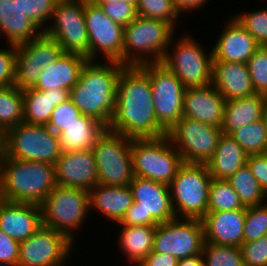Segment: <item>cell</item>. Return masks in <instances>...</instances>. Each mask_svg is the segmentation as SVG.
Segmentation results:
<instances>
[{"label":"cell","instance_id":"1","mask_svg":"<svg viewBox=\"0 0 267 266\" xmlns=\"http://www.w3.org/2000/svg\"><path fill=\"white\" fill-rule=\"evenodd\" d=\"M107 129L130 139L158 138L168 133L157 122L150 78L140 66L125 65L121 69Z\"/></svg>","mask_w":267,"mask_h":266},{"label":"cell","instance_id":"2","mask_svg":"<svg viewBox=\"0 0 267 266\" xmlns=\"http://www.w3.org/2000/svg\"><path fill=\"white\" fill-rule=\"evenodd\" d=\"M105 62L86 61L78 82L70 90V99L83 115L108 128L115 109L118 78L125 65L116 61Z\"/></svg>","mask_w":267,"mask_h":266},{"label":"cell","instance_id":"3","mask_svg":"<svg viewBox=\"0 0 267 266\" xmlns=\"http://www.w3.org/2000/svg\"><path fill=\"white\" fill-rule=\"evenodd\" d=\"M56 185L53 164L13 159L4 154L0 199L40 205Z\"/></svg>","mask_w":267,"mask_h":266},{"label":"cell","instance_id":"4","mask_svg":"<svg viewBox=\"0 0 267 266\" xmlns=\"http://www.w3.org/2000/svg\"><path fill=\"white\" fill-rule=\"evenodd\" d=\"M174 31L170 23L137 15L124 27L123 65L161 62L173 44Z\"/></svg>","mask_w":267,"mask_h":266},{"label":"cell","instance_id":"5","mask_svg":"<svg viewBox=\"0 0 267 266\" xmlns=\"http://www.w3.org/2000/svg\"><path fill=\"white\" fill-rule=\"evenodd\" d=\"M131 155L133 176L167 185L184 164L167 134L158 138L132 139Z\"/></svg>","mask_w":267,"mask_h":266},{"label":"cell","instance_id":"6","mask_svg":"<svg viewBox=\"0 0 267 266\" xmlns=\"http://www.w3.org/2000/svg\"><path fill=\"white\" fill-rule=\"evenodd\" d=\"M129 187L134 202L118 224L156 226L176 218L172 208L169 185L133 176Z\"/></svg>","mask_w":267,"mask_h":266},{"label":"cell","instance_id":"7","mask_svg":"<svg viewBox=\"0 0 267 266\" xmlns=\"http://www.w3.org/2000/svg\"><path fill=\"white\" fill-rule=\"evenodd\" d=\"M212 179L207 164L184 162L169 184L176 218L201 220L207 214ZM179 213L182 216H178Z\"/></svg>","mask_w":267,"mask_h":266},{"label":"cell","instance_id":"8","mask_svg":"<svg viewBox=\"0 0 267 266\" xmlns=\"http://www.w3.org/2000/svg\"><path fill=\"white\" fill-rule=\"evenodd\" d=\"M61 153L58 134L46 125L23 121L5 133L4 154L9 158L54 165Z\"/></svg>","mask_w":267,"mask_h":266},{"label":"cell","instance_id":"9","mask_svg":"<svg viewBox=\"0 0 267 266\" xmlns=\"http://www.w3.org/2000/svg\"><path fill=\"white\" fill-rule=\"evenodd\" d=\"M40 207L42 225L62 232L74 241L72 231L78 230L90 210L89 193L83 189L56 185Z\"/></svg>","mask_w":267,"mask_h":266},{"label":"cell","instance_id":"10","mask_svg":"<svg viewBox=\"0 0 267 266\" xmlns=\"http://www.w3.org/2000/svg\"><path fill=\"white\" fill-rule=\"evenodd\" d=\"M130 138L108 129L93 146L98 184L129 186L133 178Z\"/></svg>","mask_w":267,"mask_h":266},{"label":"cell","instance_id":"11","mask_svg":"<svg viewBox=\"0 0 267 266\" xmlns=\"http://www.w3.org/2000/svg\"><path fill=\"white\" fill-rule=\"evenodd\" d=\"M149 76L157 122L168 132L183 116L186 87L163 63L139 65Z\"/></svg>","mask_w":267,"mask_h":266},{"label":"cell","instance_id":"12","mask_svg":"<svg viewBox=\"0 0 267 266\" xmlns=\"http://www.w3.org/2000/svg\"><path fill=\"white\" fill-rule=\"evenodd\" d=\"M174 42V52L166 51L161 63L171 70L186 88L209 85L212 81L213 51L205 54L203 47L188 34L180 37L177 43Z\"/></svg>","mask_w":267,"mask_h":266},{"label":"cell","instance_id":"13","mask_svg":"<svg viewBox=\"0 0 267 266\" xmlns=\"http://www.w3.org/2000/svg\"><path fill=\"white\" fill-rule=\"evenodd\" d=\"M86 0H58L52 24L43 33L58 42L64 53H76L89 60V39L84 19Z\"/></svg>","mask_w":267,"mask_h":266},{"label":"cell","instance_id":"14","mask_svg":"<svg viewBox=\"0 0 267 266\" xmlns=\"http://www.w3.org/2000/svg\"><path fill=\"white\" fill-rule=\"evenodd\" d=\"M222 133L219 127L182 116L167 135L185 163L207 164Z\"/></svg>","mask_w":267,"mask_h":266},{"label":"cell","instance_id":"15","mask_svg":"<svg viewBox=\"0 0 267 266\" xmlns=\"http://www.w3.org/2000/svg\"><path fill=\"white\" fill-rule=\"evenodd\" d=\"M204 243L200 219L175 218L156 225L153 251L181 260L202 254Z\"/></svg>","mask_w":267,"mask_h":266},{"label":"cell","instance_id":"16","mask_svg":"<svg viewBox=\"0 0 267 266\" xmlns=\"http://www.w3.org/2000/svg\"><path fill=\"white\" fill-rule=\"evenodd\" d=\"M84 19L89 39V60H96L102 53L107 61L123 64L124 27L90 0L85 1Z\"/></svg>","mask_w":267,"mask_h":266},{"label":"cell","instance_id":"17","mask_svg":"<svg viewBox=\"0 0 267 266\" xmlns=\"http://www.w3.org/2000/svg\"><path fill=\"white\" fill-rule=\"evenodd\" d=\"M56 40L42 33L31 41L17 45L15 85L22 91L33 88L42 72L63 55Z\"/></svg>","mask_w":267,"mask_h":266},{"label":"cell","instance_id":"18","mask_svg":"<svg viewBox=\"0 0 267 266\" xmlns=\"http://www.w3.org/2000/svg\"><path fill=\"white\" fill-rule=\"evenodd\" d=\"M73 240L46 226L20 242L18 266H61L69 259Z\"/></svg>","mask_w":267,"mask_h":266},{"label":"cell","instance_id":"19","mask_svg":"<svg viewBox=\"0 0 267 266\" xmlns=\"http://www.w3.org/2000/svg\"><path fill=\"white\" fill-rule=\"evenodd\" d=\"M58 186L90 191L98 184L96 161L92 150L62 152L54 164Z\"/></svg>","mask_w":267,"mask_h":266},{"label":"cell","instance_id":"20","mask_svg":"<svg viewBox=\"0 0 267 266\" xmlns=\"http://www.w3.org/2000/svg\"><path fill=\"white\" fill-rule=\"evenodd\" d=\"M226 99L210 83L188 87L184 92L183 116L215 127H222Z\"/></svg>","mask_w":267,"mask_h":266},{"label":"cell","instance_id":"21","mask_svg":"<svg viewBox=\"0 0 267 266\" xmlns=\"http://www.w3.org/2000/svg\"><path fill=\"white\" fill-rule=\"evenodd\" d=\"M41 226L40 205L0 199V229L12 239L25 241Z\"/></svg>","mask_w":267,"mask_h":266},{"label":"cell","instance_id":"22","mask_svg":"<svg viewBox=\"0 0 267 266\" xmlns=\"http://www.w3.org/2000/svg\"><path fill=\"white\" fill-rule=\"evenodd\" d=\"M246 209L207 213L202 219L205 242L240 247Z\"/></svg>","mask_w":267,"mask_h":266},{"label":"cell","instance_id":"23","mask_svg":"<svg viewBox=\"0 0 267 266\" xmlns=\"http://www.w3.org/2000/svg\"><path fill=\"white\" fill-rule=\"evenodd\" d=\"M213 47V61L247 64L259 44L254 37L232 17Z\"/></svg>","mask_w":267,"mask_h":266},{"label":"cell","instance_id":"24","mask_svg":"<svg viewBox=\"0 0 267 266\" xmlns=\"http://www.w3.org/2000/svg\"><path fill=\"white\" fill-rule=\"evenodd\" d=\"M211 84L226 101L255 93L248 66L244 63L213 61Z\"/></svg>","mask_w":267,"mask_h":266},{"label":"cell","instance_id":"25","mask_svg":"<svg viewBox=\"0 0 267 266\" xmlns=\"http://www.w3.org/2000/svg\"><path fill=\"white\" fill-rule=\"evenodd\" d=\"M88 59L76 53H63L54 63L42 70L33 87L36 90H71L78 82L82 67Z\"/></svg>","mask_w":267,"mask_h":266},{"label":"cell","instance_id":"26","mask_svg":"<svg viewBox=\"0 0 267 266\" xmlns=\"http://www.w3.org/2000/svg\"><path fill=\"white\" fill-rule=\"evenodd\" d=\"M22 93L24 122L35 125L47 126L54 108L70 99V91L65 89L43 91L28 88Z\"/></svg>","mask_w":267,"mask_h":266},{"label":"cell","instance_id":"27","mask_svg":"<svg viewBox=\"0 0 267 266\" xmlns=\"http://www.w3.org/2000/svg\"><path fill=\"white\" fill-rule=\"evenodd\" d=\"M0 31L4 33L9 45H20L43 33L13 0H0Z\"/></svg>","mask_w":267,"mask_h":266},{"label":"cell","instance_id":"28","mask_svg":"<svg viewBox=\"0 0 267 266\" xmlns=\"http://www.w3.org/2000/svg\"><path fill=\"white\" fill-rule=\"evenodd\" d=\"M90 209L95 208L118 223L131 207L133 194L129 186H105L97 184L89 192Z\"/></svg>","mask_w":267,"mask_h":266},{"label":"cell","instance_id":"29","mask_svg":"<svg viewBox=\"0 0 267 266\" xmlns=\"http://www.w3.org/2000/svg\"><path fill=\"white\" fill-rule=\"evenodd\" d=\"M107 127L98 120L81 114L58 134L61 152L92 150Z\"/></svg>","mask_w":267,"mask_h":266},{"label":"cell","instance_id":"30","mask_svg":"<svg viewBox=\"0 0 267 266\" xmlns=\"http://www.w3.org/2000/svg\"><path fill=\"white\" fill-rule=\"evenodd\" d=\"M266 97L264 94L254 93L226 101L222 132L230 135L240 127L262 119Z\"/></svg>","mask_w":267,"mask_h":266},{"label":"cell","instance_id":"31","mask_svg":"<svg viewBox=\"0 0 267 266\" xmlns=\"http://www.w3.org/2000/svg\"><path fill=\"white\" fill-rule=\"evenodd\" d=\"M248 154L230 136L222 133L214 156L207 163L214 179L227 180L238 169L246 165Z\"/></svg>","mask_w":267,"mask_h":266},{"label":"cell","instance_id":"32","mask_svg":"<svg viewBox=\"0 0 267 266\" xmlns=\"http://www.w3.org/2000/svg\"><path fill=\"white\" fill-rule=\"evenodd\" d=\"M121 230L120 248L138 266L153 251L156 226H123Z\"/></svg>","mask_w":267,"mask_h":266},{"label":"cell","instance_id":"33","mask_svg":"<svg viewBox=\"0 0 267 266\" xmlns=\"http://www.w3.org/2000/svg\"><path fill=\"white\" fill-rule=\"evenodd\" d=\"M227 181L240 198L244 207L262 205L267 194L252 175L247 165L238 169Z\"/></svg>","mask_w":267,"mask_h":266},{"label":"cell","instance_id":"34","mask_svg":"<svg viewBox=\"0 0 267 266\" xmlns=\"http://www.w3.org/2000/svg\"><path fill=\"white\" fill-rule=\"evenodd\" d=\"M24 121L23 93L16 85L0 86V127L6 133Z\"/></svg>","mask_w":267,"mask_h":266},{"label":"cell","instance_id":"35","mask_svg":"<svg viewBox=\"0 0 267 266\" xmlns=\"http://www.w3.org/2000/svg\"><path fill=\"white\" fill-rule=\"evenodd\" d=\"M230 136L248 155L267 153V130L263 119L240 127Z\"/></svg>","mask_w":267,"mask_h":266},{"label":"cell","instance_id":"36","mask_svg":"<svg viewBox=\"0 0 267 266\" xmlns=\"http://www.w3.org/2000/svg\"><path fill=\"white\" fill-rule=\"evenodd\" d=\"M246 209L227 180L212 179L209 188L207 213Z\"/></svg>","mask_w":267,"mask_h":266},{"label":"cell","instance_id":"37","mask_svg":"<svg viewBox=\"0 0 267 266\" xmlns=\"http://www.w3.org/2000/svg\"><path fill=\"white\" fill-rule=\"evenodd\" d=\"M204 266H244L240 247L204 243Z\"/></svg>","mask_w":267,"mask_h":266},{"label":"cell","instance_id":"38","mask_svg":"<svg viewBox=\"0 0 267 266\" xmlns=\"http://www.w3.org/2000/svg\"><path fill=\"white\" fill-rule=\"evenodd\" d=\"M137 15L161 20L176 27L178 13L174 7L173 0H139L136 7Z\"/></svg>","mask_w":267,"mask_h":266},{"label":"cell","instance_id":"39","mask_svg":"<svg viewBox=\"0 0 267 266\" xmlns=\"http://www.w3.org/2000/svg\"><path fill=\"white\" fill-rule=\"evenodd\" d=\"M267 235V204L246 208L243 243L260 239Z\"/></svg>","mask_w":267,"mask_h":266},{"label":"cell","instance_id":"40","mask_svg":"<svg viewBox=\"0 0 267 266\" xmlns=\"http://www.w3.org/2000/svg\"><path fill=\"white\" fill-rule=\"evenodd\" d=\"M247 66L255 93L267 96V46H259Z\"/></svg>","mask_w":267,"mask_h":266},{"label":"cell","instance_id":"41","mask_svg":"<svg viewBox=\"0 0 267 266\" xmlns=\"http://www.w3.org/2000/svg\"><path fill=\"white\" fill-rule=\"evenodd\" d=\"M16 1L18 7L33 21L41 31L45 28L43 24L50 18L54 12L58 0H13Z\"/></svg>","mask_w":267,"mask_h":266},{"label":"cell","instance_id":"42","mask_svg":"<svg viewBox=\"0 0 267 266\" xmlns=\"http://www.w3.org/2000/svg\"><path fill=\"white\" fill-rule=\"evenodd\" d=\"M234 17L254 37L259 46H267V9Z\"/></svg>","mask_w":267,"mask_h":266},{"label":"cell","instance_id":"43","mask_svg":"<svg viewBox=\"0 0 267 266\" xmlns=\"http://www.w3.org/2000/svg\"><path fill=\"white\" fill-rule=\"evenodd\" d=\"M81 114L80 110L73 104V101L68 99L54 108L47 126L53 132L59 134L66 126L75 122Z\"/></svg>","mask_w":267,"mask_h":266},{"label":"cell","instance_id":"44","mask_svg":"<svg viewBox=\"0 0 267 266\" xmlns=\"http://www.w3.org/2000/svg\"><path fill=\"white\" fill-rule=\"evenodd\" d=\"M244 266H267V235L240 246Z\"/></svg>","mask_w":267,"mask_h":266},{"label":"cell","instance_id":"45","mask_svg":"<svg viewBox=\"0 0 267 266\" xmlns=\"http://www.w3.org/2000/svg\"><path fill=\"white\" fill-rule=\"evenodd\" d=\"M101 8L110 19L123 27L130 24L137 16L136 7L123 0L102 4Z\"/></svg>","mask_w":267,"mask_h":266},{"label":"cell","instance_id":"46","mask_svg":"<svg viewBox=\"0 0 267 266\" xmlns=\"http://www.w3.org/2000/svg\"><path fill=\"white\" fill-rule=\"evenodd\" d=\"M10 49H0V86L15 85V61L17 45L11 44Z\"/></svg>","mask_w":267,"mask_h":266},{"label":"cell","instance_id":"47","mask_svg":"<svg viewBox=\"0 0 267 266\" xmlns=\"http://www.w3.org/2000/svg\"><path fill=\"white\" fill-rule=\"evenodd\" d=\"M20 242L0 229V266H18Z\"/></svg>","mask_w":267,"mask_h":266},{"label":"cell","instance_id":"48","mask_svg":"<svg viewBox=\"0 0 267 266\" xmlns=\"http://www.w3.org/2000/svg\"><path fill=\"white\" fill-rule=\"evenodd\" d=\"M246 165L267 194V153L248 155Z\"/></svg>","mask_w":267,"mask_h":266},{"label":"cell","instance_id":"49","mask_svg":"<svg viewBox=\"0 0 267 266\" xmlns=\"http://www.w3.org/2000/svg\"><path fill=\"white\" fill-rule=\"evenodd\" d=\"M177 264L176 257L152 251L138 266H177Z\"/></svg>","mask_w":267,"mask_h":266},{"label":"cell","instance_id":"50","mask_svg":"<svg viewBox=\"0 0 267 266\" xmlns=\"http://www.w3.org/2000/svg\"><path fill=\"white\" fill-rule=\"evenodd\" d=\"M207 0H173L174 7L179 14L183 11H192L201 8Z\"/></svg>","mask_w":267,"mask_h":266},{"label":"cell","instance_id":"51","mask_svg":"<svg viewBox=\"0 0 267 266\" xmlns=\"http://www.w3.org/2000/svg\"><path fill=\"white\" fill-rule=\"evenodd\" d=\"M177 266H204L202 254L178 260Z\"/></svg>","mask_w":267,"mask_h":266},{"label":"cell","instance_id":"52","mask_svg":"<svg viewBox=\"0 0 267 266\" xmlns=\"http://www.w3.org/2000/svg\"><path fill=\"white\" fill-rule=\"evenodd\" d=\"M262 119H263V121L265 123V127H266V130H267V97H266V100H265V103H264V106H263Z\"/></svg>","mask_w":267,"mask_h":266},{"label":"cell","instance_id":"53","mask_svg":"<svg viewBox=\"0 0 267 266\" xmlns=\"http://www.w3.org/2000/svg\"><path fill=\"white\" fill-rule=\"evenodd\" d=\"M92 3L98 5V6H101L102 4H105V3H114V2H117L119 0H90Z\"/></svg>","mask_w":267,"mask_h":266},{"label":"cell","instance_id":"54","mask_svg":"<svg viewBox=\"0 0 267 266\" xmlns=\"http://www.w3.org/2000/svg\"><path fill=\"white\" fill-rule=\"evenodd\" d=\"M4 145H5V132L0 127V149H4Z\"/></svg>","mask_w":267,"mask_h":266},{"label":"cell","instance_id":"55","mask_svg":"<svg viewBox=\"0 0 267 266\" xmlns=\"http://www.w3.org/2000/svg\"><path fill=\"white\" fill-rule=\"evenodd\" d=\"M4 157V149H0V179H1V164Z\"/></svg>","mask_w":267,"mask_h":266},{"label":"cell","instance_id":"56","mask_svg":"<svg viewBox=\"0 0 267 266\" xmlns=\"http://www.w3.org/2000/svg\"><path fill=\"white\" fill-rule=\"evenodd\" d=\"M123 1L128 2V3L132 4V5H134L135 7H137V4H138L139 0H123Z\"/></svg>","mask_w":267,"mask_h":266}]
</instances>
